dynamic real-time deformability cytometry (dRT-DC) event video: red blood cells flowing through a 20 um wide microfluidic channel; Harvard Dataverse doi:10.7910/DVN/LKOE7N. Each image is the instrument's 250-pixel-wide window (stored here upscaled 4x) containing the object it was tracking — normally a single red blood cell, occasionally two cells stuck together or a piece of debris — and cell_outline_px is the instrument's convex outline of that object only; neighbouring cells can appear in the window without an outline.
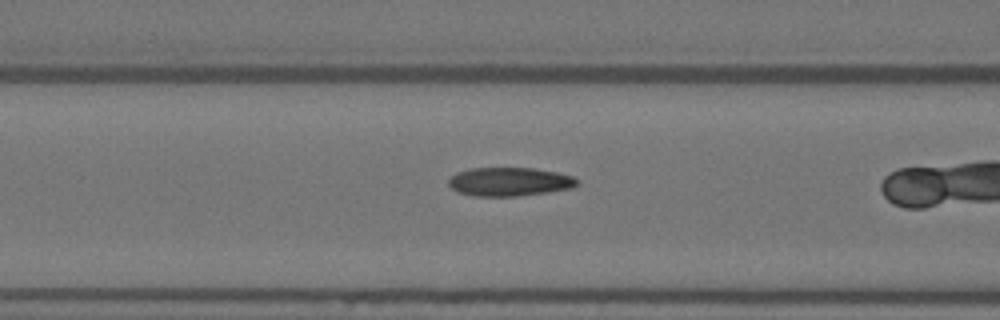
{"species": "Egyptian fruit bat (a non-hibernating species)", "species_latin": "Rousettus aegyptiacus", "temperature_condition": "warm", "stored_images_in_passage": 29, "camera_frame_rate_fps": 3000, "um_per_image_px": 0.085, "animal": {"sex": "female"}, "frame": {"image": 1, "passage_image": 6, "time_ms": 1.667, "image_size_px": [1000, 320], "cell_outline_px": [[576, 184], [572, 188], [516, 196], [472, 196], [456, 192], [448, 184], [448, 180], [456, 172], [472, 168], [532, 168], [556, 172], [572, 176], [576, 180]], "centroid_in_image_um": [43.23, 15.44], "position_along_channel_um": 123.4, "area_um2": 21.27}}
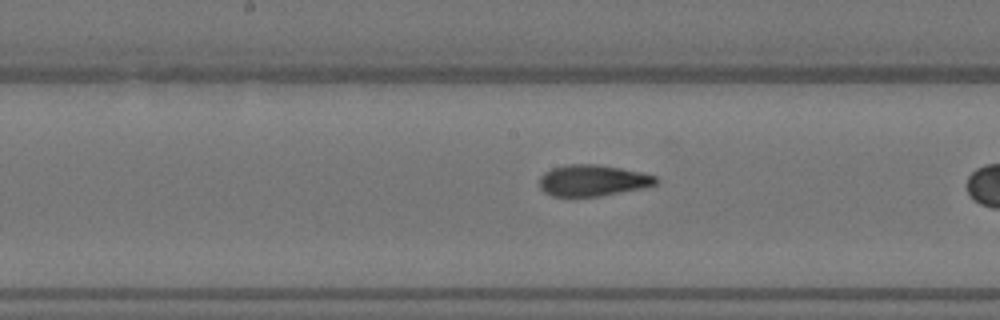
{"frame": {"image": 2, "passage_image": 12, "time_ms": 3.667, "image_size_px": [1000, 320], "cell_outline_px": [[660, 180], [656, 184], [640, 188], [600, 196], [552, 196], [544, 192], [540, 188], [540, 176], [544, 172], [552, 168], [568, 164], [596, 164], [620, 168], [640, 172], [656, 176]], "centroid_in_image_um": [50.36, 15.33], "position_along_channel_um": 197.8, "area_um2": 21.1}}
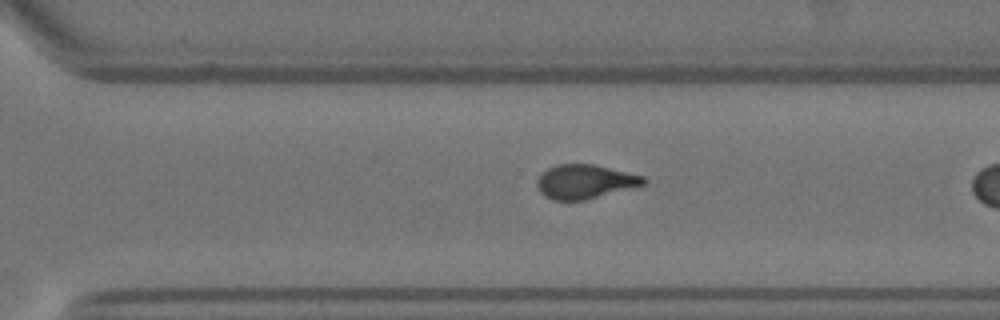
{"frame": {"image": 3, "passage_image": 22, "time_ms": 7.0, "image_size_px": [1000, 320], "cell_outline_px": [[648, 180], [644, 184], [584, 200], [552, 200], [544, 196], [540, 192], [536, 184], [536, 180], [548, 168], [556, 164], [592, 164], [644, 176]], "centroid_in_image_um": [49.68, 15.44], "position_along_channel_um": 320.9, "area_um2": 20.87}, "authors_computed_cell_mechanics": {"area_um2": 21.4438, "velocity_mm_per_s": 3.7136, "shape_relaxation_time_tau1_ms": 4.6133, "shape_relaxation_time_tau2_ms": 1.9593, "deformation_change_tau1": 0.2097, "deformation_change_tau2": 0.1051}}